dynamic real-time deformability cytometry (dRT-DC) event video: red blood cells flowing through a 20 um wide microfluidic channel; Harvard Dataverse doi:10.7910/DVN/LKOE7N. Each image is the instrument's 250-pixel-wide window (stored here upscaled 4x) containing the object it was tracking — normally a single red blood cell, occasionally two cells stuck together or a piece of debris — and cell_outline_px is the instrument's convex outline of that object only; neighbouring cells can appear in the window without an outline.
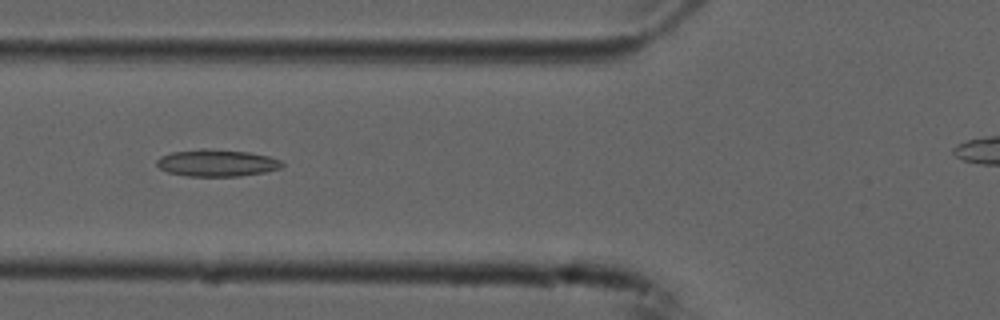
{"species": "common noctule bat (a hibernating species)", "species_latin": "Nyctalus noctula", "temperature_condition": "cold", "stored_images_in_passage": 15, "camera_frame_rate_fps": 3000, "um_per_image_px": 0.085, "animal": {"sex": "male", "forearm_length_mm": 52.5}, "frame": {"image": 1, "passage_image": 5, "time_ms": 1.333, "image_size_px": [1000, 320], "cell_outline_px": [[284, 164], [280, 168], [264, 172], [240, 176], [188, 176], [168, 172], [160, 168], [156, 164], [156, 160], [160, 156], [172, 152], [200, 148], [204, 148], [248, 152], [268, 156], [280, 160]], "centroid_in_image_um": [18.4, 13.84], "position_along_channel_um": 107.4, "area_um2": 19.65}}
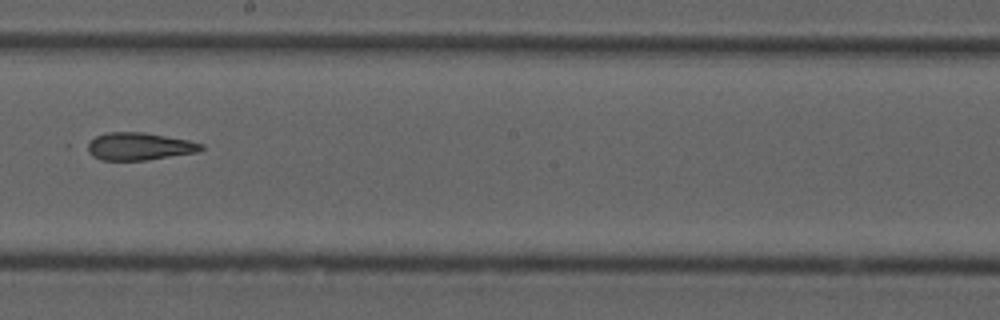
{"frame": {"image": 2, "passage_image": 9, "time_ms": 2.667, "image_size_px": [1000, 320], "cell_outline_px": [[204, 148], [196, 152], [144, 160], [100, 160], [92, 156], [80, 148], [84, 144], [96, 136], [104, 132], [144, 132], [188, 140], [204, 144]], "centroid_in_image_um": [11.7, 12.43], "position_along_channel_um": 236.5, "area_um2": 18.55}}
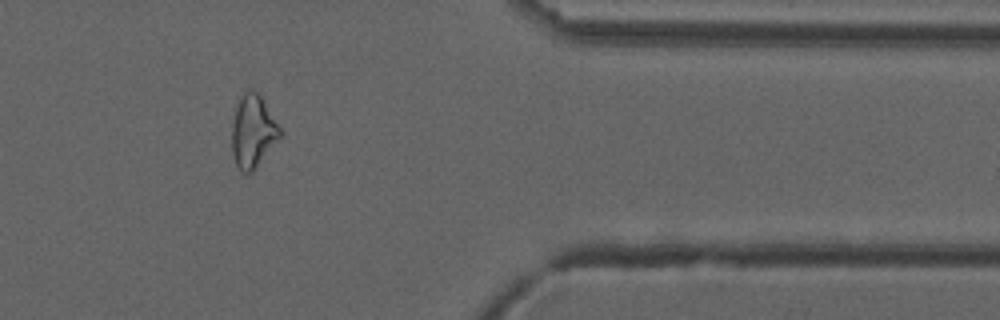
{"frame": {"image": 3, "passage_image": 13, "time_ms": 4.0, "image_size_px": [1000, 320], "cell_outline_px": [[284, 132], [280, 140], [252, 172], [248, 176], [236, 164], [232, 152], [232, 124], [236, 108], [244, 92], [248, 88], [252, 88], [260, 96]], "centroid_in_image_um": [21.54, 11.2], "position_along_channel_um": 389.9, "area_um2": 20.46}}